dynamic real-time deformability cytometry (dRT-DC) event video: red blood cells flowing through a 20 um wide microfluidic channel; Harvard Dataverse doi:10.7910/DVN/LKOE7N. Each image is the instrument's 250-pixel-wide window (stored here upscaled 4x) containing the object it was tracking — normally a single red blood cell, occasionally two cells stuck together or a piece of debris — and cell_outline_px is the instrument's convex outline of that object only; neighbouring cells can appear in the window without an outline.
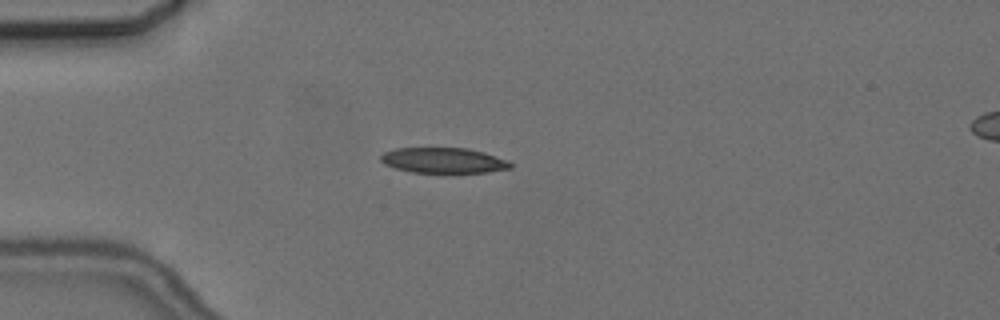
{"species": "common noctule bat (a hibernating species)", "species_latin": "Nyctalus noctula", "temperature_condition": "cold", "stored_images_in_passage": 6, "camera_frame_rate_fps": 3000, "um_per_image_px": 0.085, "animal": {"sex": "female", "body_mass_g": 24.6, "forearm_length_mm": 56.2}, "frame": {"image": 1, "passage_image": 4, "time_ms": 3.333, "image_size_px": [1000, 320], "cell_outline_px": [[512, 168], [488, 172], [412, 172], [396, 168], [384, 164], [380, 160], [380, 156], [384, 152], [396, 148], [468, 148], [484, 152], [508, 160], [512, 164]], "centroid_in_image_um": [37.7, 13.63], "position_along_channel_um": 47.3, "area_um2": 19.13}}
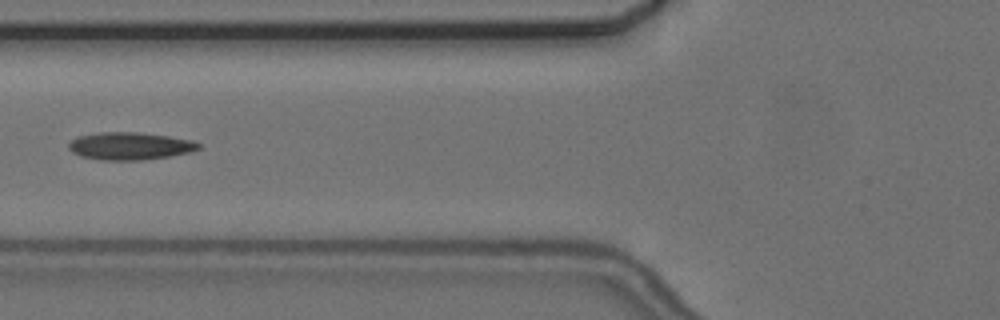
{"frame": {"image": 2, "passage_image": 6, "time_ms": 5.667, "image_size_px": [1000, 320], "cell_outline_px": [[200, 148], [188, 152], [168, 156], [140, 160], [100, 160], [80, 156], [72, 152], [68, 148], [68, 144], [76, 136], [100, 132], [140, 132], [168, 136], [192, 140], [200, 144]], "centroid_in_image_um": [10.99, 12.4], "position_along_channel_um": 114.8, "area_um2": 20.81}}